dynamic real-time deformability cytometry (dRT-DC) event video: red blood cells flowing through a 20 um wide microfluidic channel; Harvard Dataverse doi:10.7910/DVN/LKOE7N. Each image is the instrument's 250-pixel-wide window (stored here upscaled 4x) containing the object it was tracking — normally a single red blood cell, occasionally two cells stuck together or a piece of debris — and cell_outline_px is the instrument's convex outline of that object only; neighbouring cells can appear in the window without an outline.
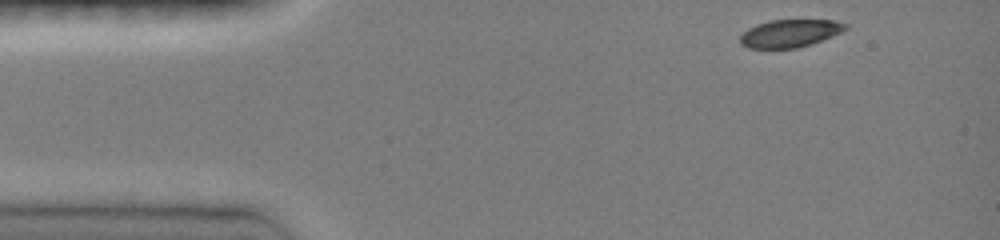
{"species": "common noctule bat (a hibernating species)", "species_latin": "Nyctalus noctula", "temperature_condition": "room temperature", "stored_images_in_passage": 37, "camera_frame_rate_fps": 3000, "um_per_image_px": 0.085, "animal": {"sex": "female", "body_mass_g": 19.0, "forearm_length_mm": 51.5}, "frame": {"image": 1, "passage_image": 1, "time_ms": 0.0, "image_size_px": [1000, 240], "cell_outline_px": [[848, 28], [840, 32], [812, 44], [796, 48], [748, 48], [740, 44], [740, 36], [748, 28], [756, 24], [768, 20], [836, 20], [848, 24]], "centroid_in_image_um": [67.13, 2.83], "position_along_channel_um": 17.9, "area_um2": 17.05}}
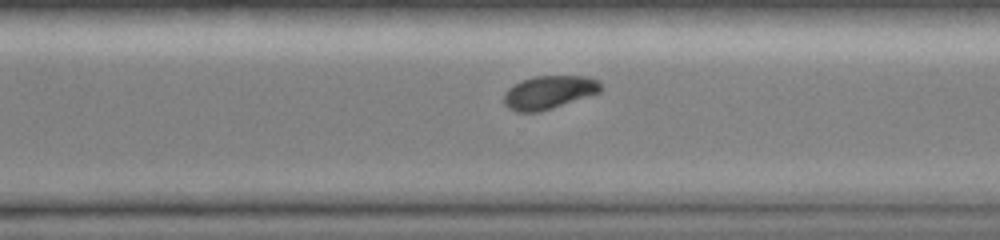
{"frame": {"image": 2, "passage_image": 28, "time_ms": 9.333, "image_size_px": [1000, 240], "cell_outline_px": [[604, 88], [600, 92], [540, 112], [516, 112], [508, 108], [504, 104], [504, 92], [512, 84], [520, 80], [536, 76], [588, 76], [600, 80]], "centroid_in_image_um": [46.66, 7.83], "position_along_channel_um": 323.9, "area_um2": 19.07}}
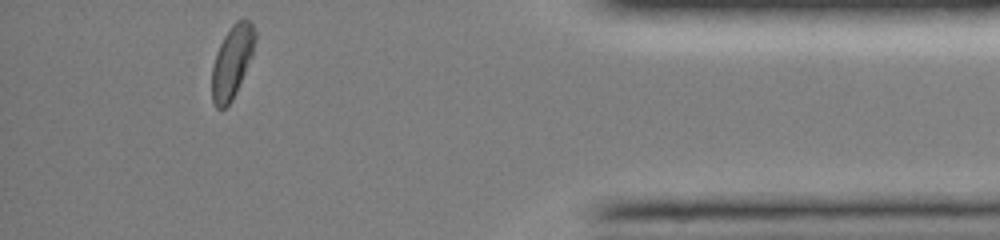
{"frame": {"image": 3, "passage_image": 36, "time_ms": 12.333, "image_size_px": [1000, 240], "cell_outline_px": [[256, 40], [252, 56], [236, 92], [232, 100], [224, 108], [216, 108], [212, 100], [212, 64], [216, 52], [224, 36], [232, 24], [236, 20], [252, 20], [256, 32]], "centroid_in_image_um": [19.73, 5.21], "position_along_channel_um": 415.5, "area_um2": 18.32}, "authors_computed_cell_mechanics": {"area_um2": 19.363, "velocity_mm_per_s": 4.0995, "shape_relaxation_time_tau1_ms": 3.1293, "shape_relaxation_time_tau2_ms": null, "deformation_change_tau1": 0.118, "deformation_change_tau2": null}}